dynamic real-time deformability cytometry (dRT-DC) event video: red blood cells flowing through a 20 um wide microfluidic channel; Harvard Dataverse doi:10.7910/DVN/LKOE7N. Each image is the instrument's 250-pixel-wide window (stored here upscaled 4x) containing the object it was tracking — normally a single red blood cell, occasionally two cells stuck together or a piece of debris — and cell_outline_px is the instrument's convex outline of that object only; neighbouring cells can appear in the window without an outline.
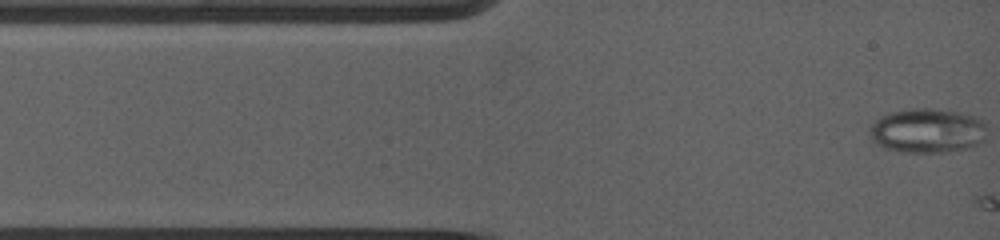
{"species": "common noctule bat (a hibernating species)", "species_latin": "Nyctalus noctula", "temperature_condition": "warm", "stored_images_in_passage": 2, "camera_frame_rate_fps": 5000, "um_per_image_px": 0.085, "animal": {"sex": "female", "body_mass_g": 19.0, "forearm_length_mm": 53.3}, "frame": {"image": 1, "passage_image": 1, "time_ms": 0.0, "image_size_px": [1000, 240], "cell_outline_px": [[984, 124], [972, 144], [960, 148], [944, 152], [912, 152], [888, 148], [880, 144], [872, 136], [872, 124], [876, 120], [892, 112], [912, 108], [936, 108], [960, 112], [976, 116]], "centroid_in_image_um": [78.75, 11.05], "position_along_channel_um": 6.3, "area_um2": 28.55}}